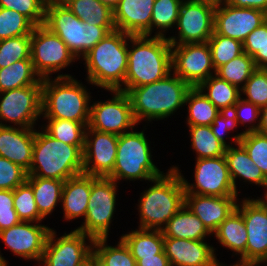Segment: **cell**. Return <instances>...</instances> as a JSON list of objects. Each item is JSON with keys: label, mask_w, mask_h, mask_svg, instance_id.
<instances>
[{"label": "cell", "mask_w": 267, "mask_h": 266, "mask_svg": "<svg viewBox=\"0 0 267 266\" xmlns=\"http://www.w3.org/2000/svg\"><path fill=\"white\" fill-rule=\"evenodd\" d=\"M171 46L167 37L130 35L128 67L124 85L119 90L128 93L132 88L169 75L172 72Z\"/></svg>", "instance_id": "6da1fadb"}, {"label": "cell", "mask_w": 267, "mask_h": 266, "mask_svg": "<svg viewBox=\"0 0 267 266\" xmlns=\"http://www.w3.org/2000/svg\"><path fill=\"white\" fill-rule=\"evenodd\" d=\"M129 36L119 30L109 32L81 59L85 61L87 84L105 91L119 90L124 85Z\"/></svg>", "instance_id": "7a4b0ae2"}, {"label": "cell", "mask_w": 267, "mask_h": 266, "mask_svg": "<svg viewBox=\"0 0 267 266\" xmlns=\"http://www.w3.org/2000/svg\"><path fill=\"white\" fill-rule=\"evenodd\" d=\"M192 87L171 72L156 82L132 88L127 94L138 125L171 118L184 108L188 91Z\"/></svg>", "instance_id": "3957f363"}, {"label": "cell", "mask_w": 267, "mask_h": 266, "mask_svg": "<svg viewBox=\"0 0 267 266\" xmlns=\"http://www.w3.org/2000/svg\"><path fill=\"white\" fill-rule=\"evenodd\" d=\"M149 182L152 185L144 189L136 204L138 228L162 230L168 220L185 205L183 182L178 171L172 167Z\"/></svg>", "instance_id": "277c9868"}, {"label": "cell", "mask_w": 267, "mask_h": 266, "mask_svg": "<svg viewBox=\"0 0 267 266\" xmlns=\"http://www.w3.org/2000/svg\"><path fill=\"white\" fill-rule=\"evenodd\" d=\"M37 130L35 128L32 162L27 177L66 181L83 173L84 146L63 143L42 128Z\"/></svg>", "instance_id": "5b68a950"}, {"label": "cell", "mask_w": 267, "mask_h": 266, "mask_svg": "<svg viewBox=\"0 0 267 266\" xmlns=\"http://www.w3.org/2000/svg\"><path fill=\"white\" fill-rule=\"evenodd\" d=\"M74 77L42 79V119H67L89 124L92 92Z\"/></svg>", "instance_id": "8992f818"}, {"label": "cell", "mask_w": 267, "mask_h": 266, "mask_svg": "<svg viewBox=\"0 0 267 266\" xmlns=\"http://www.w3.org/2000/svg\"><path fill=\"white\" fill-rule=\"evenodd\" d=\"M58 35L77 60L83 58L115 26H96L83 22L61 0H47L44 24Z\"/></svg>", "instance_id": "52a82bcc"}, {"label": "cell", "mask_w": 267, "mask_h": 266, "mask_svg": "<svg viewBox=\"0 0 267 266\" xmlns=\"http://www.w3.org/2000/svg\"><path fill=\"white\" fill-rule=\"evenodd\" d=\"M145 127L147 126L144 125L141 131L132 129L119 135L115 166L108 176L118 184L122 180L149 182L164 173L153 161V151Z\"/></svg>", "instance_id": "ba28073f"}, {"label": "cell", "mask_w": 267, "mask_h": 266, "mask_svg": "<svg viewBox=\"0 0 267 266\" xmlns=\"http://www.w3.org/2000/svg\"><path fill=\"white\" fill-rule=\"evenodd\" d=\"M118 184L109 177L92 176V185L88 208L82 224L75 228L77 231L89 235L93 239L108 238L114 212H116V201ZM113 219V220H112Z\"/></svg>", "instance_id": "9c48e42d"}, {"label": "cell", "mask_w": 267, "mask_h": 266, "mask_svg": "<svg viewBox=\"0 0 267 266\" xmlns=\"http://www.w3.org/2000/svg\"><path fill=\"white\" fill-rule=\"evenodd\" d=\"M30 57L41 79L52 78L53 73L58 72L54 77H72L61 70L78 61L60 37L44 25L35 26L31 33Z\"/></svg>", "instance_id": "30bf717a"}, {"label": "cell", "mask_w": 267, "mask_h": 266, "mask_svg": "<svg viewBox=\"0 0 267 266\" xmlns=\"http://www.w3.org/2000/svg\"><path fill=\"white\" fill-rule=\"evenodd\" d=\"M177 170L183 182L185 194H198L215 197H238L232 182L225 156L196 159L194 181L190 183L178 166ZM181 170V171H180Z\"/></svg>", "instance_id": "8fae6325"}, {"label": "cell", "mask_w": 267, "mask_h": 266, "mask_svg": "<svg viewBox=\"0 0 267 266\" xmlns=\"http://www.w3.org/2000/svg\"><path fill=\"white\" fill-rule=\"evenodd\" d=\"M41 117L42 85H31L0 92L1 126L37 128V122Z\"/></svg>", "instance_id": "7c38bea8"}, {"label": "cell", "mask_w": 267, "mask_h": 266, "mask_svg": "<svg viewBox=\"0 0 267 266\" xmlns=\"http://www.w3.org/2000/svg\"><path fill=\"white\" fill-rule=\"evenodd\" d=\"M93 242V238L76 229L57 237L52 228L39 266H89Z\"/></svg>", "instance_id": "4fadbf2b"}, {"label": "cell", "mask_w": 267, "mask_h": 266, "mask_svg": "<svg viewBox=\"0 0 267 266\" xmlns=\"http://www.w3.org/2000/svg\"><path fill=\"white\" fill-rule=\"evenodd\" d=\"M112 97L92 101L88 127L101 132L121 135L135 129L138 123L133 114L131 100L126 92L108 90Z\"/></svg>", "instance_id": "5bb4252c"}, {"label": "cell", "mask_w": 267, "mask_h": 266, "mask_svg": "<svg viewBox=\"0 0 267 266\" xmlns=\"http://www.w3.org/2000/svg\"><path fill=\"white\" fill-rule=\"evenodd\" d=\"M236 209L247 231L246 266H267V204L251 196L238 200Z\"/></svg>", "instance_id": "9a60e30c"}, {"label": "cell", "mask_w": 267, "mask_h": 266, "mask_svg": "<svg viewBox=\"0 0 267 266\" xmlns=\"http://www.w3.org/2000/svg\"><path fill=\"white\" fill-rule=\"evenodd\" d=\"M215 8L207 3L183 0L175 35L167 37L171 45L208 42L214 32Z\"/></svg>", "instance_id": "2e32d148"}, {"label": "cell", "mask_w": 267, "mask_h": 266, "mask_svg": "<svg viewBox=\"0 0 267 266\" xmlns=\"http://www.w3.org/2000/svg\"><path fill=\"white\" fill-rule=\"evenodd\" d=\"M171 51L172 72L191 87H198L215 75L208 42L172 45Z\"/></svg>", "instance_id": "e0dca14e"}, {"label": "cell", "mask_w": 267, "mask_h": 266, "mask_svg": "<svg viewBox=\"0 0 267 266\" xmlns=\"http://www.w3.org/2000/svg\"><path fill=\"white\" fill-rule=\"evenodd\" d=\"M52 228L41 222H25L0 231V240L13 255L25 261H41L47 237Z\"/></svg>", "instance_id": "ac0fdd59"}, {"label": "cell", "mask_w": 267, "mask_h": 266, "mask_svg": "<svg viewBox=\"0 0 267 266\" xmlns=\"http://www.w3.org/2000/svg\"><path fill=\"white\" fill-rule=\"evenodd\" d=\"M118 138V135L87 127L83 150V174L108 177L112 173Z\"/></svg>", "instance_id": "d6986e66"}, {"label": "cell", "mask_w": 267, "mask_h": 266, "mask_svg": "<svg viewBox=\"0 0 267 266\" xmlns=\"http://www.w3.org/2000/svg\"><path fill=\"white\" fill-rule=\"evenodd\" d=\"M264 23V11L223 4L215 8L214 32L244 42L247 36Z\"/></svg>", "instance_id": "ffe728a7"}, {"label": "cell", "mask_w": 267, "mask_h": 266, "mask_svg": "<svg viewBox=\"0 0 267 266\" xmlns=\"http://www.w3.org/2000/svg\"><path fill=\"white\" fill-rule=\"evenodd\" d=\"M216 250L206 240L164 237V251L171 266H228L219 262Z\"/></svg>", "instance_id": "44dd1931"}, {"label": "cell", "mask_w": 267, "mask_h": 266, "mask_svg": "<svg viewBox=\"0 0 267 266\" xmlns=\"http://www.w3.org/2000/svg\"><path fill=\"white\" fill-rule=\"evenodd\" d=\"M155 0H121L113 10L116 30L130 35L151 36Z\"/></svg>", "instance_id": "7402d4cb"}, {"label": "cell", "mask_w": 267, "mask_h": 266, "mask_svg": "<svg viewBox=\"0 0 267 266\" xmlns=\"http://www.w3.org/2000/svg\"><path fill=\"white\" fill-rule=\"evenodd\" d=\"M239 197H215L185 194V205L213 234L236 209Z\"/></svg>", "instance_id": "603a6c76"}, {"label": "cell", "mask_w": 267, "mask_h": 266, "mask_svg": "<svg viewBox=\"0 0 267 266\" xmlns=\"http://www.w3.org/2000/svg\"><path fill=\"white\" fill-rule=\"evenodd\" d=\"M34 138L35 128L0 125V156L28 172L32 162Z\"/></svg>", "instance_id": "cb8c5ba5"}, {"label": "cell", "mask_w": 267, "mask_h": 266, "mask_svg": "<svg viewBox=\"0 0 267 266\" xmlns=\"http://www.w3.org/2000/svg\"><path fill=\"white\" fill-rule=\"evenodd\" d=\"M92 185V176L80 174L65 181L62 191L61 207L67 222L76 218L85 219Z\"/></svg>", "instance_id": "d4e9b609"}, {"label": "cell", "mask_w": 267, "mask_h": 266, "mask_svg": "<svg viewBox=\"0 0 267 266\" xmlns=\"http://www.w3.org/2000/svg\"><path fill=\"white\" fill-rule=\"evenodd\" d=\"M213 235L221 247L233 252L231 257L238 255V261L229 266H246L247 231L243 216L237 209L219 225Z\"/></svg>", "instance_id": "484cf974"}, {"label": "cell", "mask_w": 267, "mask_h": 266, "mask_svg": "<svg viewBox=\"0 0 267 266\" xmlns=\"http://www.w3.org/2000/svg\"><path fill=\"white\" fill-rule=\"evenodd\" d=\"M228 170L234 184L236 193L238 192V179L239 181L249 182L248 185H256L263 188L264 194L267 193V178L264 176L260 168L254 164L250 159L245 149L238 143L235 146L226 147L224 154ZM265 188V189H264Z\"/></svg>", "instance_id": "4316f807"}, {"label": "cell", "mask_w": 267, "mask_h": 266, "mask_svg": "<svg viewBox=\"0 0 267 266\" xmlns=\"http://www.w3.org/2000/svg\"><path fill=\"white\" fill-rule=\"evenodd\" d=\"M162 232L164 237L190 240H207L210 236L213 237V234L186 205L168 220Z\"/></svg>", "instance_id": "83f0119b"}, {"label": "cell", "mask_w": 267, "mask_h": 266, "mask_svg": "<svg viewBox=\"0 0 267 266\" xmlns=\"http://www.w3.org/2000/svg\"><path fill=\"white\" fill-rule=\"evenodd\" d=\"M120 238L129 248L135 259L154 257L164 251L162 230L140 229L122 234Z\"/></svg>", "instance_id": "f1b7e54d"}, {"label": "cell", "mask_w": 267, "mask_h": 266, "mask_svg": "<svg viewBox=\"0 0 267 266\" xmlns=\"http://www.w3.org/2000/svg\"><path fill=\"white\" fill-rule=\"evenodd\" d=\"M26 181L33 189L40 215L46 219L47 216L52 215L57 206L61 205L65 181L41 177H27Z\"/></svg>", "instance_id": "f546056e"}, {"label": "cell", "mask_w": 267, "mask_h": 266, "mask_svg": "<svg viewBox=\"0 0 267 266\" xmlns=\"http://www.w3.org/2000/svg\"><path fill=\"white\" fill-rule=\"evenodd\" d=\"M31 85H42L31 59H22L0 69V92Z\"/></svg>", "instance_id": "4dcf8cb0"}, {"label": "cell", "mask_w": 267, "mask_h": 266, "mask_svg": "<svg viewBox=\"0 0 267 266\" xmlns=\"http://www.w3.org/2000/svg\"><path fill=\"white\" fill-rule=\"evenodd\" d=\"M187 126H210L220 110L198 87H192L186 96Z\"/></svg>", "instance_id": "1f68e13d"}, {"label": "cell", "mask_w": 267, "mask_h": 266, "mask_svg": "<svg viewBox=\"0 0 267 266\" xmlns=\"http://www.w3.org/2000/svg\"><path fill=\"white\" fill-rule=\"evenodd\" d=\"M198 88L220 111H231L241 98L237 86L220 79L217 75L210 76Z\"/></svg>", "instance_id": "d6a6232c"}, {"label": "cell", "mask_w": 267, "mask_h": 266, "mask_svg": "<svg viewBox=\"0 0 267 266\" xmlns=\"http://www.w3.org/2000/svg\"><path fill=\"white\" fill-rule=\"evenodd\" d=\"M83 22L96 26H115L113 10L99 0H61Z\"/></svg>", "instance_id": "836d02e7"}, {"label": "cell", "mask_w": 267, "mask_h": 266, "mask_svg": "<svg viewBox=\"0 0 267 266\" xmlns=\"http://www.w3.org/2000/svg\"><path fill=\"white\" fill-rule=\"evenodd\" d=\"M188 130L195 159L224 156L226 146L217 139L210 126H188Z\"/></svg>", "instance_id": "e575fe53"}, {"label": "cell", "mask_w": 267, "mask_h": 266, "mask_svg": "<svg viewBox=\"0 0 267 266\" xmlns=\"http://www.w3.org/2000/svg\"><path fill=\"white\" fill-rule=\"evenodd\" d=\"M39 125L52 138L74 146H85V133L88 125L67 119H43Z\"/></svg>", "instance_id": "d590c367"}, {"label": "cell", "mask_w": 267, "mask_h": 266, "mask_svg": "<svg viewBox=\"0 0 267 266\" xmlns=\"http://www.w3.org/2000/svg\"><path fill=\"white\" fill-rule=\"evenodd\" d=\"M108 238H97L93 242V255L104 266H137L125 242L119 237L117 244L108 245Z\"/></svg>", "instance_id": "8d00e7d4"}, {"label": "cell", "mask_w": 267, "mask_h": 266, "mask_svg": "<svg viewBox=\"0 0 267 266\" xmlns=\"http://www.w3.org/2000/svg\"><path fill=\"white\" fill-rule=\"evenodd\" d=\"M182 2L183 0H155L151 18V36L154 33V36L167 37L169 30L175 29Z\"/></svg>", "instance_id": "74e56055"}, {"label": "cell", "mask_w": 267, "mask_h": 266, "mask_svg": "<svg viewBox=\"0 0 267 266\" xmlns=\"http://www.w3.org/2000/svg\"><path fill=\"white\" fill-rule=\"evenodd\" d=\"M256 69L253 58L244 52L218 67L215 75L241 89Z\"/></svg>", "instance_id": "f35d334b"}, {"label": "cell", "mask_w": 267, "mask_h": 266, "mask_svg": "<svg viewBox=\"0 0 267 266\" xmlns=\"http://www.w3.org/2000/svg\"><path fill=\"white\" fill-rule=\"evenodd\" d=\"M13 205L21 221L42 222L44 220L38 211L33 189L27 181L13 190Z\"/></svg>", "instance_id": "ab89813d"}, {"label": "cell", "mask_w": 267, "mask_h": 266, "mask_svg": "<svg viewBox=\"0 0 267 266\" xmlns=\"http://www.w3.org/2000/svg\"><path fill=\"white\" fill-rule=\"evenodd\" d=\"M215 70L244 53L243 43L213 32L208 40Z\"/></svg>", "instance_id": "60d3db41"}, {"label": "cell", "mask_w": 267, "mask_h": 266, "mask_svg": "<svg viewBox=\"0 0 267 266\" xmlns=\"http://www.w3.org/2000/svg\"><path fill=\"white\" fill-rule=\"evenodd\" d=\"M35 25L21 13L0 7V40L31 35Z\"/></svg>", "instance_id": "b9f144b4"}, {"label": "cell", "mask_w": 267, "mask_h": 266, "mask_svg": "<svg viewBox=\"0 0 267 266\" xmlns=\"http://www.w3.org/2000/svg\"><path fill=\"white\" fill-rule=\"evenodd\" d=\"M31 35L0 40V69L30 57Z\"/></svg>", "instance_id": "7bdbcfd3"}, {"label": "cell", "mask_w": 267, "mask_h": 266, "mask_svg": "<svg viewBox=\"0 0 267 266\" xmlns=\"http://www.w3.org/2000/svg\"><path fill=\"white\" fill-rule=\"evenodd\" d=\"M240 94L243 100L259 108L267 106V69L257 68L240 89Z\"/></svg>", "instance_id": "ee69618b"}, {"label": "cell", "mask_w": 267, "mask_h": 266, "mask_svg": "<svg viewBox=\"0 0 267 266\" xmlns=\"http://www.w3.org/2000/svg\"><path fill=\"white\" fill-rule=\"evenodd\" d=\"M239 144L267 178V136L259 132L245 133Z\"/></svg>", "instance_id": "f6af8a7d"}, {"label": "cell", "mask_w": 267, "mask_h": 266, "mask_svg": "<svg viewBox=\"0 0 267 266\" xmlns=\"http://www.w3.org/2000/svg\"><path fill=\"white\" fill-rule=\"evenodd\" d=\"M238 126L239 125L237 119L235 118V115L232 113V111H220L215 117L213 123L210 125L213 134L226 147L237 145L244 136L243 131L235 135H231V137L229 136V133H231V131H234V129H237ZM226 138L228 140L231 139V142H226Z\"/></svg>", "instance_id": "bcb514c9"}, {"label": "cell", "mask_w": 267, "mask_h": 266, "mask_svg": "<svg viewBox=\"0 0 267 266\" xmlns=\"http://www.w3.org/2000/svg\"><path fill=\"white\" fill-rule=\"evenodd\" d=\"M47 0H0V7L21 13L35 26L43 25Z\"/></svg>", "instance_id": "7dc6e473"}, {"label": "cell", "mask_w": 267, "mask_h": 266, "mask_svg": "<svg viewBox=\"0 0 267 266\" xmlns=\"http://www.w3.org/2000/svg\"><path fill=\"white\" fill-rule=\"evenodd\" d=\"M231 111L235 115L238 125L245 127L244 134L258 132L261 108L240 98Z\"/></svg>", "instance_id": "c3c4849f"}, {"label": "cell", "mask_w": 267, "mask_h": 266, "mask_svg": "<svg viewBox=\"0 0 267 266\" xmlns=\"http://www.w3.org/2000/svg\"><path fill=\"white\" fill-rule=\"evenodd\" d=\"M27 171L0 156V190H14L27 179Z\"/></svg>", "instance_id": "681fc988"}, {"label": "cell", "mask_w": 267, "mask_h": 266, "mask_svg": "<svg viewBox=\"0 0 267 266\" xmlns=\"http://www.w3.org/2000/svg\"><path fill=\"white\" fill-rule=\"evenodd\" d=\"M20 222L13 205V190H0V231Z\"/></svg>", "instance_id": "f907efd6"}, {"label": "cell", "mask_w": 267, "mask_h": 266, "mask_svg": "<svg viewBox=\"0 0 267 266\" xmlns=\"http://www.w3.org/2000/svg\"><path fill=\"white\" fill-rule=\"evenodd\" d=\"M267 43V24L264 22L254 29L243 42V50L249 56H253Z\"/></svg>", "instance_id": "816d5d0a"}, {"label": "cell", "mask_w": 267, "mask_h": 266, "mask_svg": "<svg viewBox=\"0 0 267 266\" xmlns=\"http://www.w3.org/2000/svg\"><path fill=\"white\" fill-rule=\"evenodd\" d=\"M226 4L238 8H254L267 11V0H227Z\"/></svg>", "instance_id": "f5cc1de1"}, {"label": "cell", "mask_w": 267, "mask_h": 266, "mask_svg": "<svg viewBox=\"0 0 267 266\" xmlns=\"http://www.w3.org/2000/svg\"><path fill=\"white\" fill-rule=\"evenodd\" d=\"M135 260L137 266H171L165 251L161 254L154 255V257Z\"/></svg>", "instance_id": "db71d44e"}, {"label": "cell", "mask_w": 267, "mask_h": 266, "mask_svg": "<svg viewBox=\"0 0 267 266\" xmlns=\"http://www.w3.org/2000/svg\"><path fill=\"white\" fill-rule=\"evenodd\" d=\"M256 68L267 69V43L252 56Z\"/></svg>", "instance_id": "11a10c76"}, {"label": "cell", "mask_w": 267, "mask_h": 266, "mask_svg": "<svg viewBox=\"0 0 267 266\" xmlns=\"http://www.w3.org/2000/svg\"><path fill=\"white\" fill-rule=\"evenodd\" d=\"M258 132L267 136V106L261 108Z\"/></svg>", "instance_id": "9f6ffc18"}, {"label": "cell", "mask_w": 267, "mask_h": 266, "mask_svg": "<svg viewBox=\"0 0 267 266\" xmlns=\"http://www.w3.org/2000/svg\"><path fill=\"white\" fill-rule=\"evenodd\" d=\"M192 2H200V3H207L213 5L215 7L226 4L227 0H188Z\"/></svg>", "instance_id": "6f0895ef"}, {"label": "cell", "mask_w": 267, "mask_h": 266, "mask_svg": "<svg viewBox=\"0 0 267 266\" xmlns=\"http://www.w3.org/2000/svg\"><path fill=\"white\" fill-rule=\"evenodd\" d=\"M102 4L114 10L121 0H99Z\"/></svg>", "instance_id": "680465c9"}, {"label": "cell", "mask_w": 267, "mask_h": 266, "mask_svg": "<svg viewBox=\"0 0 267 266\" xmlns=\"http://www.w3.org/2000/svg\"><path fill=\"white\" fill-rule=\"evenodd\" d=\"M89 266H104L93 254L89 261Z\"/></svg>", "instance_id": "91938a15"}, {"label": "cell", "mask_w": 267, "mask_h": 266, "mask_svg": "<svg viewBox=\"0 0 267 266\" xmlns=\"http://www.w3.org/2000/svg\"><path fill=\"white\" fill-rule=\"evenodd\" d=\"M8 262L9 261H7L6 258H4V256H2V253L0 251V266H9Z\"/></svg>", "instance_id": "94428289"}, {"label": "cell", "mask_w": 267, "mask_h": 266, "mask_svg": "<svg viewBox=\"0 0 267 266\" xmlns=\"http://www.w3.org/2000/svg\"><path fill=\"white\" fill-rule=\"evenodd\" d=\"M260 198L267 204V193H265L264 196L262 194V197L260 196Z\"/></svg>", "instance_id": "6125c7cd"}, {"label": "cell", "mask_w": 267, "mask_h": 266, "mask_svg": "<svg viewBox=\"0 0 267 266\" xmlns=\"http://www.w3.org/2000/svg\"><path fill=\"white\" fill-rule=\"evenodd\" d=\"M264 22L267 24V11L264 12Z\"/></svg>", "instance_id": "be15d7a7"}]
</instances>
